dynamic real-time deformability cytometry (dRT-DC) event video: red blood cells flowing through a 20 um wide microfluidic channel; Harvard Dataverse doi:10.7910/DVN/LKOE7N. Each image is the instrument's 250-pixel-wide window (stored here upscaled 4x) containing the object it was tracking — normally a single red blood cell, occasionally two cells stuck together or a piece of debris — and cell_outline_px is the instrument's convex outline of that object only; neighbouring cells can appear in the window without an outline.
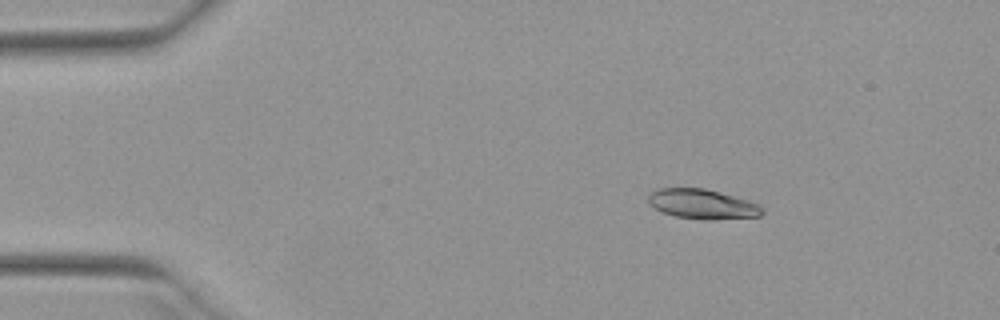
{"species": "Egyptian fruit bat (a non-hibernating species)", "species_latin": "Rousettus aegyptiacus", "temperature_condition": "warm", "stored_images_in_passage": 46, "camera_frame_rate_fps": 3000, "um_per_image_px": 0.085, "animal": {"sex": "female"}, "frame": {"image": 1, "passage_image": 3, "time_ms": 0.667, "image_size_px": [1000, 320], "cell_outline_px": [[764, 212], [760, 216], [708, 220], [676, 216], [664, 212], [648, 204], [648, 196], [652, 192], [660, 188], [704, 188], [720, 192], [756, 204], [764, 208]], "centroid_in_image_um": [59.69, 17.35], "position_along_channel_um": 25.3, "area_um2": 19.36}}
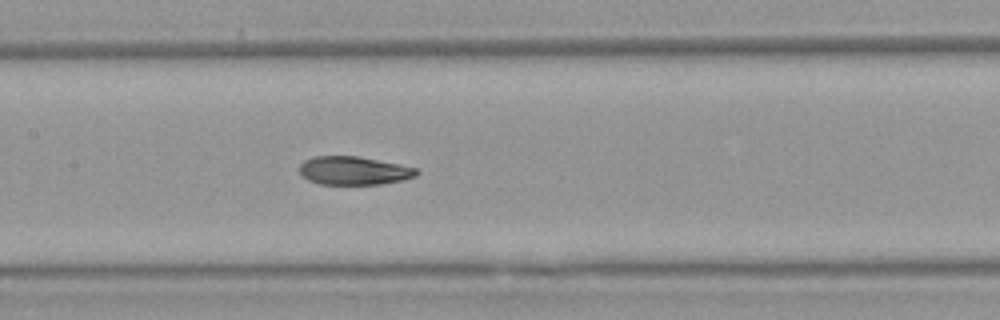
{"frame": {"image": 2, "passage_image": 20, "time_ms": 6.333, "image_size_px": [1000, 320], "cell_outline_px": [[420, 172], [416, 176], [404, 180], [380, 184], [320, 184], [308, 180], [300, 172], [300, 164], [304, 160], [316, 156], [356, 156], [400, 164], [416, 168]], "centroid_in_image_um": [30.1, 14.5], "position_along_channel_um": 177.3, "area_um2": 19.31}}
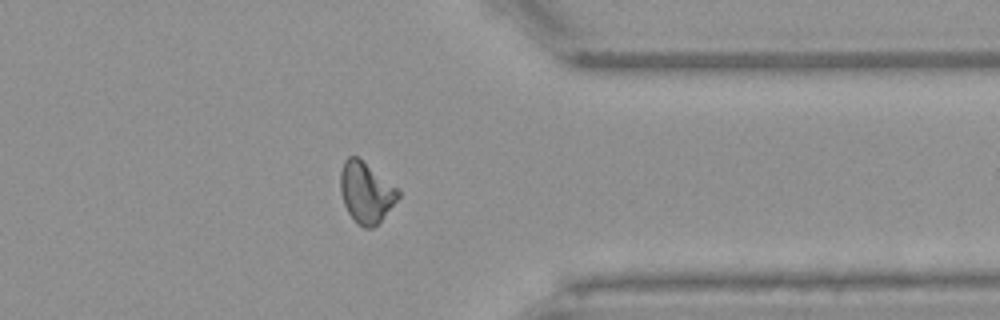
{"frame": {"image": 3, "passage_image": 36, "time_ms": 11.667, "image_size_px": [1000, 320], "cell_outline_px": [[400, 196], [380, 220], [372, 228], [364, 228], [356, 224], [348, 212], [344, 204], [340, 192], [340, 172], [344, 160], [348, 156], [356, 156], [400, 188]], "centroid_in_image_um": [31.11, 16.34], "position_along_channel_um": 380.3, "area_um2": 20.52}, "authors_computed_cell_mechanics": {"area_um2": 20.23, "velocity_mm_per_s": 3.9668, "shape_relaxation_time_tau1_ms": null, "shape_relaxation_time_tau2_ms": 2.3551, "deformation_change_tau1": null, "deformation_change_tau2": 0.0768}}